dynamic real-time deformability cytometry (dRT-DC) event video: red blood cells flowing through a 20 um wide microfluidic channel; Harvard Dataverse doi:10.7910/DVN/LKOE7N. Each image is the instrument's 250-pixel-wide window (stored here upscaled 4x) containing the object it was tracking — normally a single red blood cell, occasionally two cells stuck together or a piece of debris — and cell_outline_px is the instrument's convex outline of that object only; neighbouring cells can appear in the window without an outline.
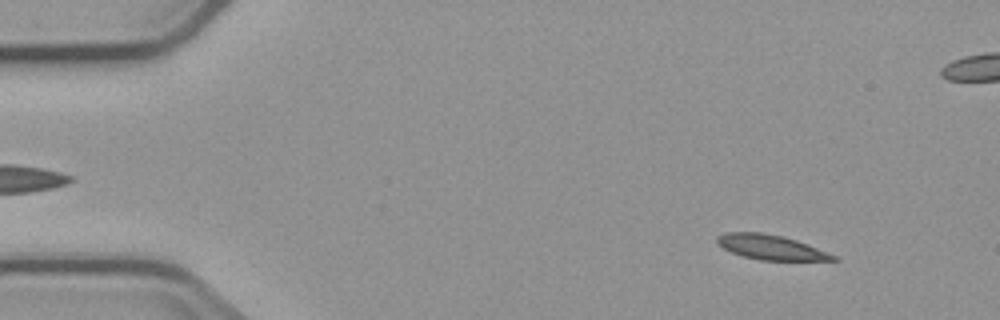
{"species": "common noctule bat (a hibernating species)", "species_latin": "Nyctalus noctula", "temperature_condition": "cold", "stored_images_in_passage": 4, "camera_frame_rate_fps": 3000, "um_per_image_px": 0.085, "animal": {"sex": "male", "body_mass_g": 23.1, "forearm_length_mm": 52.7}, "frame": {"image": 1, "passage_image": 1, "time_ms": 0.0, "image_size_px": [1000, 320], "cell_outline_px": [[840, 260], [760, 260], [744, 256], [732, 252], [716, 244], [716, 236], [724, 232], [764, 232], [784, 236], [796, 240], [836, 256]], "centroid_in_image_um": [65.46, 21.0], "position_along_channel_um": 19.5, "area_um2": 16.65}}
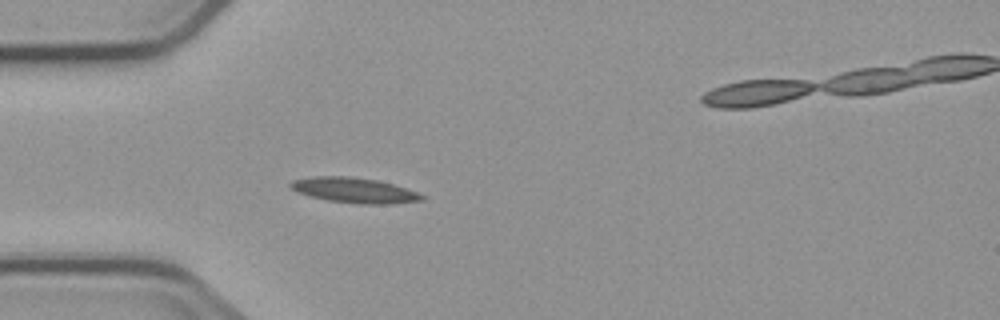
{"frame": {"image": 2, "passage_image": 3, "time_ms": 3.333, "image_size_px": [1000, 320], "cell_outline_px": [[428, 196], [424, 200], [392, 204], [360, 204], [328, 200], [308, 196], [288, 188], [288, 184], [292, 180], [312, 176], [348, 176], [376, 180], [392, 184]], "centroid_in_image_um": [30.09, 16.17], "position_along_channel_um": 54.9, "area_um2": 19.42}}